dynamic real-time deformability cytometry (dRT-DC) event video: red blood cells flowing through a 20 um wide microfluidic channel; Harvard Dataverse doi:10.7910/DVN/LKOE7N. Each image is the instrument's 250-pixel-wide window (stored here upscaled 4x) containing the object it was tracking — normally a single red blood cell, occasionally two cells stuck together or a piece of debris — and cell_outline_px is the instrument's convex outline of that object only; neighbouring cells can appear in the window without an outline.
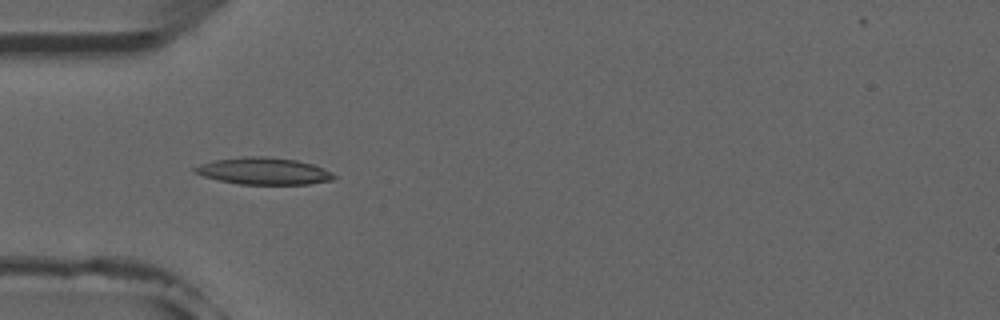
{"species": "common noctule bat (a hibernating species)", "species_latin": "Nyctalus noctula", "temperature_condition": "room temperature", "stored_images_in_passage": 8, "camera_frame_rate_fps": 3000, "um_per_image_px": 0.085, "animal": {"sex": "male", "forearm_length_mm": 52.5}, "frame": {"image": 1, "passage_image": 5, "time_ms": 4.667, "image_size_px": [1000, 320], "cell_outline_px": [[336, 176], [332, 180], [308, 184], [240, 184], [220, 180], [204, 176], [196, 172], [192, 168], [200, 164], [216, 160], [244, 156], [264, 156], [296, 160], [312, 164], [324, 168], [332, 172]], "centroid_in_image_um": [22.44, 14.54], "position_along_channel_um": 62.6, "area_um2": 21.62}}
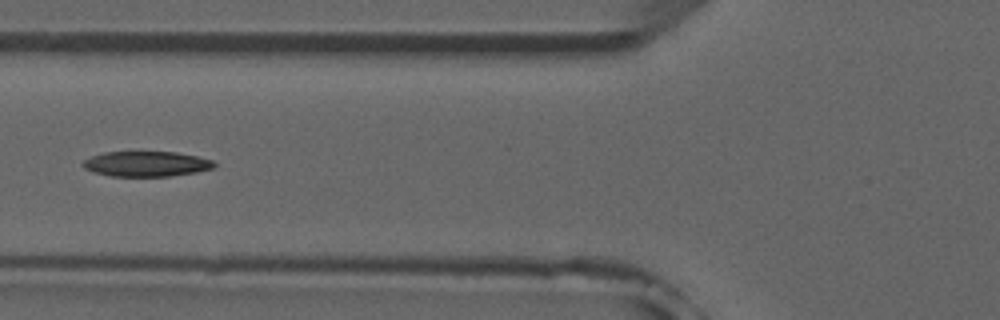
{"frame": {"image": 2, "passage_image": 6, "time_ms": 6.0, "image_size_px": [1000, 320], "cell_outline_px": [[216, 168], [196, 172], [172, 176], [112, 176], [92, 172], [84, 168], [80, 164], [84, 160], [92, 156], [104, 152], [176, 152], [196, 156], [212, 160], [216, 164]], "centroid_in_image_um": [12.44, 13.93], "position_along_channel_um": 113.4, "area_um2": 19.36}}
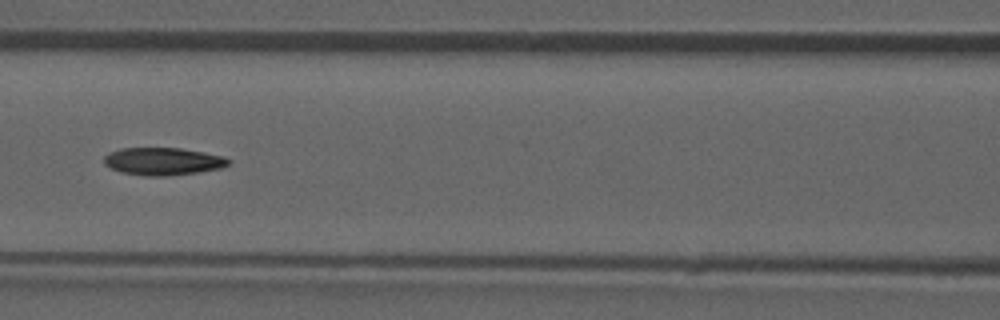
{"frame": {"image": 3, "passage_image": 7, "time_ms": 7.0, "image_size_px": [1000, 320], "cell_outline_px": [[232, 160], [228, 164], [220, 168], [200, 172], [168, 176], [144, 176], [120, 172], [104, 164], [104, 156], [120, 148], [180, 148], [204, 152], [224, 156]], "centroid_in_image_um": [13.87, 13.72], "position_along_channel_um": 152.7, "area_um2": 20.06}}